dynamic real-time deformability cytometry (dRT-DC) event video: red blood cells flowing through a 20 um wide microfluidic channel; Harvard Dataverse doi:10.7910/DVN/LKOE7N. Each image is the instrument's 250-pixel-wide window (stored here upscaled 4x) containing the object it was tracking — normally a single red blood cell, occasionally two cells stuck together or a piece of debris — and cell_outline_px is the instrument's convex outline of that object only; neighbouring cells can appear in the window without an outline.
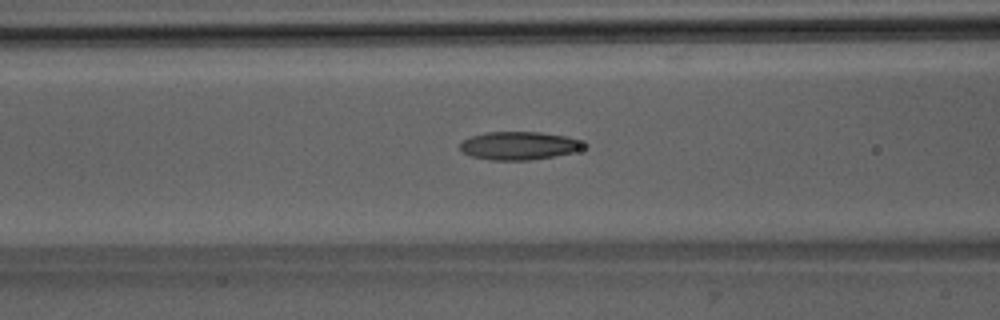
{"species": "Egyptian fruit bat (a non-hibernating species)", "species_latin": "Rousettus aegyptiacus", "temperature_condition": "room temperature", "stored_images_in_passage": 37, "camera_frame_rate_fps": 3000, "um_per_image_px": 0.085, "animal": {"sex": "male"}, "frame": {"image": 1, "passage_image": 7, "time_ms": 2.0, "image_size_px": [1000, 320], "cell_outline_px": [[588, 144], [572, 152], [552, 156], [528, 160], [492, 160], [472, 156], [464, 152], [460, 148], [460, 144], [464, 140], [472, 136], [484, 132], [540, 132], [568, 136]], "centroid_in_image_um": [44.11, 12.37], "position_along_channel_um": 122.5, "area_um2": 20.0}}
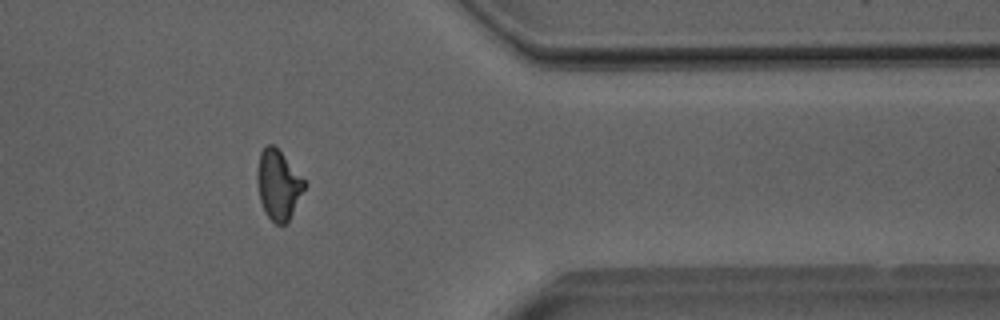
{"frame": {"image": 2, "passage_image": 28, "time_ms": 9.0, "image_size_px": [1000, 320], "cell_outline_px": [[308, 184], [288, 220], [284, 224], [276, 224], [264, 212], [260, 200], [256, 180], [256, 172], [260, 152], [268, 144], [272, 144], [280, 152]], "centroid_in_image_um": [23.64, 15.72], "position_along_channel_um": 387.8, "area_um2": 18.96}}
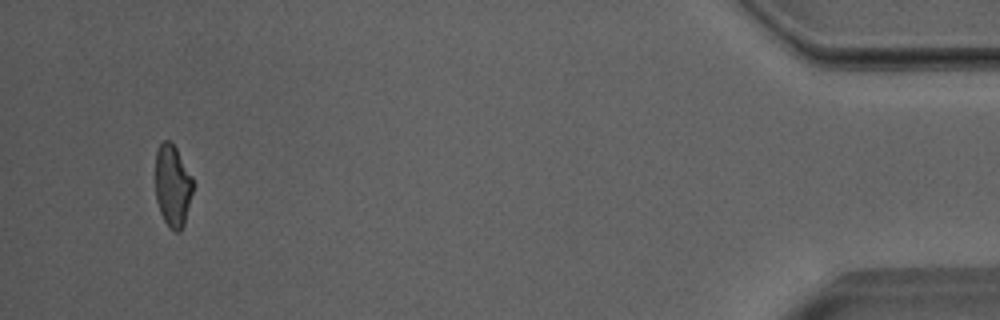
{"frame": {"image": 3, "passage_image": 35, "time_ms": 11.333, "image_size_px": [1000, 320], "cell_outline_px": [[192, 192], [184, 224], [180, 232], [176, 232], [164, 220], [160, 212], [156, 200], [156, 152], [160, 144], [164, 140], [168, 140], [176, 148], [192, 176]], "centroid_in_image_um": [14.67, 15.78], "position_along_channel_um": 420.5, "area_um2": 17.63}, "authors_computed_cell_mechanics": {"area_um2": 19.4786, "velocity_mm_per_s": 4.0195, "shape_relaxation_time_tau1_ms": null, "shape_relaxation_time_tau2_ms": 3.1355, "deformation_change_tau1": null, "deformation_change_tau2": 0.104}}